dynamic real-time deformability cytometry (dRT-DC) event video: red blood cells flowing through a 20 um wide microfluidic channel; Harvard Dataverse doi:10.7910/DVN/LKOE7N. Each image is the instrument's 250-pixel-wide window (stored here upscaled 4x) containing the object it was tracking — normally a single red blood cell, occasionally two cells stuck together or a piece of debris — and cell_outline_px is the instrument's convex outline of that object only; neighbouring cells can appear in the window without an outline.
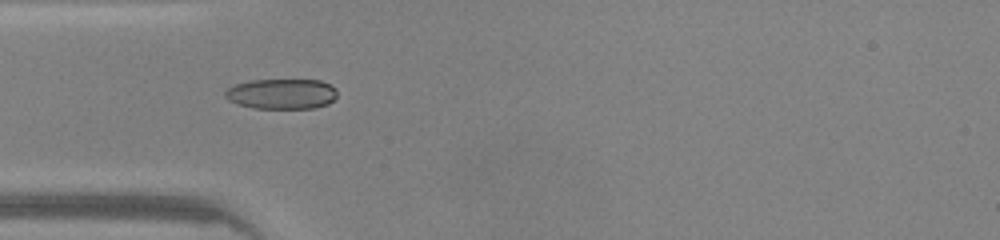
{"species": "common noctule bat (a hibernating species)", "species_latin": "Nyctalus noctula", "temperature_condition": "warm", "stored_images_in_passage": 47, "camera_frame_rate_fps": 3000, "um_per_image_px": 0.085, "animal": {"sex": "male", "body_mass_g": 20.0, "forearm_length_mm": 53.3}, "frame": {"image": 1, "passage_image": 14, "time_ms": 4.333, "image_size_px": [1000, 240], "cell_outline_px": [[336, 96], [328, 104], [316, 108], [252, 108], [236, 104], [228, 100], [224, 96], [224, 92], [228, 88], [236, 84], [252, 80], [320, 80], [336, 88]], "centroid_in_image_um": [23.92, 7.98], "position_along_channel_um": 61.1, "area_um2": 19.83}}
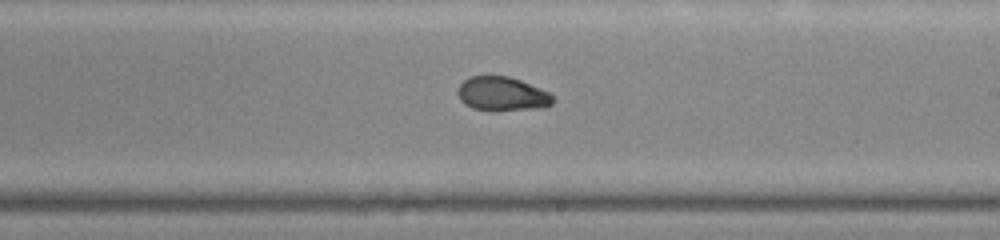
{"frame": {"image": 2, "passage_image": 27, "time_ms": 8.667, "image_size_px": [1000, 240], "cell_outline_px": [[556, 100], [552, 104], [544, 108], [496, 112], [492, 112], [472, 108], [464, 104], [460, 100], [456, 92], [460, 84], [468, 76], [508, 76], [520, 80], [548, 92]], "centroid_in_image_um": [42.67, 8.02], "position_along_channel_um": 246.3, "area_um2": 19.36}}
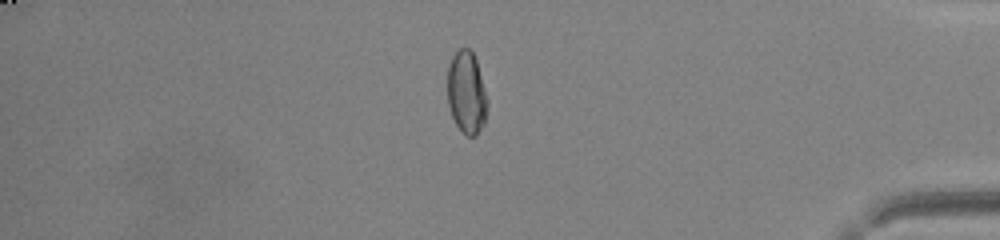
{"frame": {"image": 3, "passage_image": 40, "time_ms": 13.0, "image_size_px": [1000, 240], "cell_outline_px": [[488, 104], [484, 124], [476, 136], [468, 136], [456, 124], [452, 116], [448, 104], [448, 64], [452, 56], [460, 48], [468, 48], [472, 52], [476, 60], [488, 100]], "centroid_in_image_um": [39.66, 7.87], "position_along_channel_um": 395.5, "area_um2": 19.07}, "authors_computed_cell_mechanics": {"area_um2": 19.4786, "velocity_mm_per_s": 4.3149, "shape_relaxation_time_tau1_ms": null, "shape_relaxation_time_tau2_ms": 1.1098, "deformation_change_tau1": null, "deformation_change_tau2": 0.0513}}